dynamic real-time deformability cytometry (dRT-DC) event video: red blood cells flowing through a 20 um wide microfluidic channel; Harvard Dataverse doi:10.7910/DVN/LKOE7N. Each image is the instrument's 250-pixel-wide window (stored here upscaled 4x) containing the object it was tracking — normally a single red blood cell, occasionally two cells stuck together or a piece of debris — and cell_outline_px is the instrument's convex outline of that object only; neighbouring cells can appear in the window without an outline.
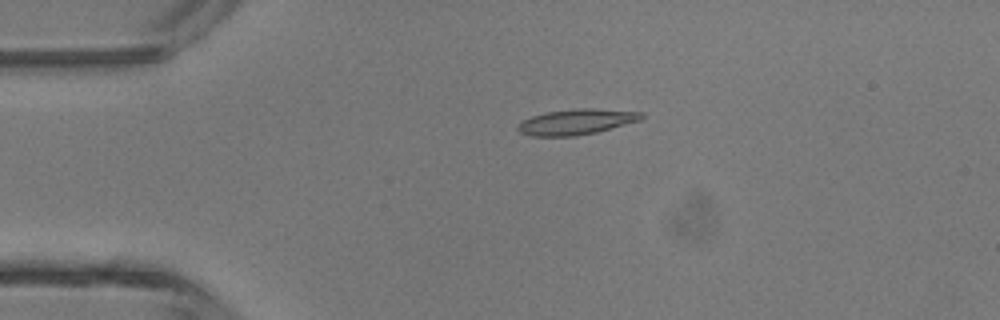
{"species": "common noctule bat (a hibernating species)", "species_latin": "Nyctalus noctula", "temperature_condition": "room temperature", "stored_images_in_passage": 4, "camera_frame_rate_fps": 3000, "um_per_image_px": 0.085, "animal": {"sex": "male", "body_mass_g": 13.3}, "frame": {"image": 1, "passage_image": 3, "time_ms": 0.667, "image_size_px": [1000, 320], "cell_outline_px": [[644, 116], [640, 120], [596, 132], [576, 136], [532, 136], [520, 132], [516, 128], [524, 120], [532, 116], [548, 112], [580, 108], [592, 108], [644, 112]], "centroid_in_image_um": [49.02, 10.35], "position_along_channel_um": 36.0, "area_um2": 18.15}}